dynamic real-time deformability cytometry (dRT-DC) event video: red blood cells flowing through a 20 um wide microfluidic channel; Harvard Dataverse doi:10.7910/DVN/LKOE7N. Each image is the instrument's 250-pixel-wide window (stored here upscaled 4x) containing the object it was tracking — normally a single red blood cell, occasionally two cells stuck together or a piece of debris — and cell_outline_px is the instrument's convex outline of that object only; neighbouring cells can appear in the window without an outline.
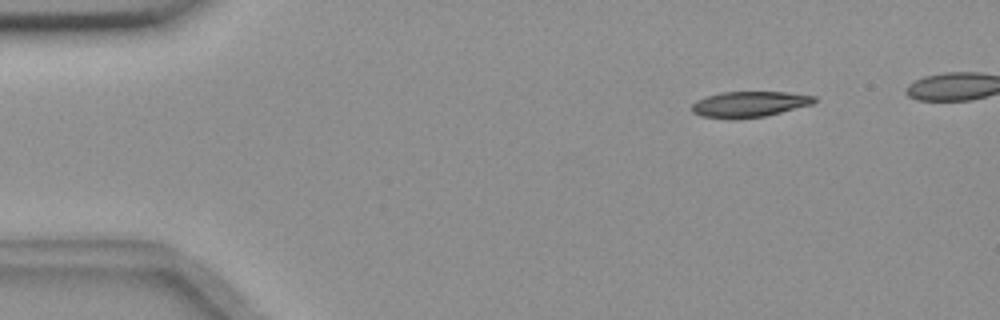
{"species": "common noctule bat (a hibernating species)", "species_latin": "Nyctalus noctula", "temperature_condition": "room temperature", "stored_images_in_passage": 49, "camera_frame_rate_fps": 3000, "um_per_image_px": 0.085, "animal": {"sex": "female", "body_mass_g": 18.4}, "frame": {"image": 1, "passage_image": 6, "time_ms": 1.667, "image_size_px": [1000, 320], "cell_outline_px": [[816, 100], [812, 104], [764, 116], [736, 120], [732, 120], [700, 116], [692, 112], [692, 104], [696, 100], [720, 92], [784, 92], [816, 96]], "centroid_in_image_um": [63.64, 8.87], "position_along_channel_um": 21.4, "area_um2": 18.44}}
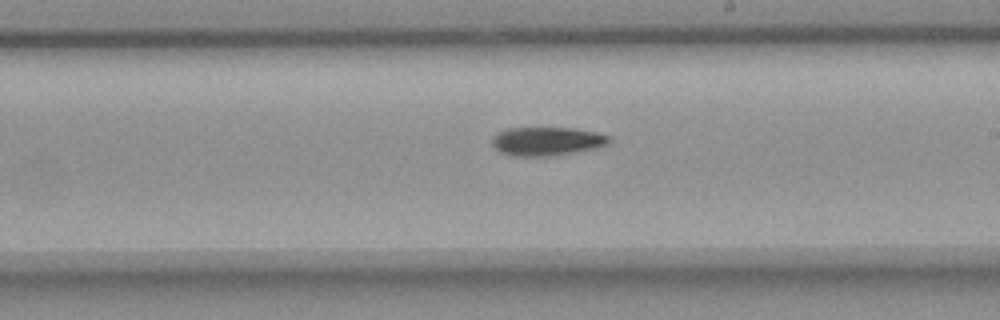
{"frame": {"image": 2, "passage_image": 31, "time_ms": 10.0, "image_size_px": [1000, 320], "cell_outline_px": [[612, 140], [608, 144], [596, 148], [548, 156], [512, 156], [500, 152], [492, 144], [492, 136], [508, 128], [572, 128], [596, 132], [612, 136]], "centroid_in_image_um": [46.5, 12.0], "position_along_channel_um": 242.5, "area_um2": 19.48}}
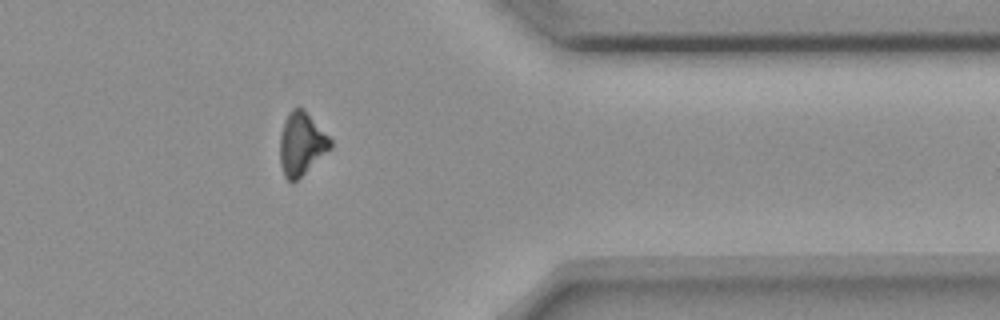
{"frame": {"image": 3, "passage_image": 44, "time_ms": 14.333, "image_size_px": [1000, 320], "cell_outline_px": [[332, 148], [292, 184], [284, 176], [280, 164], [280, 136], [284, 120], [288, 112], [292, 108], [304, 108], [332, 140]], "centroid_in_image_um": [25.62, 12.22], "position_along_channel_um": 385.8, "area_um2": 18.61}}